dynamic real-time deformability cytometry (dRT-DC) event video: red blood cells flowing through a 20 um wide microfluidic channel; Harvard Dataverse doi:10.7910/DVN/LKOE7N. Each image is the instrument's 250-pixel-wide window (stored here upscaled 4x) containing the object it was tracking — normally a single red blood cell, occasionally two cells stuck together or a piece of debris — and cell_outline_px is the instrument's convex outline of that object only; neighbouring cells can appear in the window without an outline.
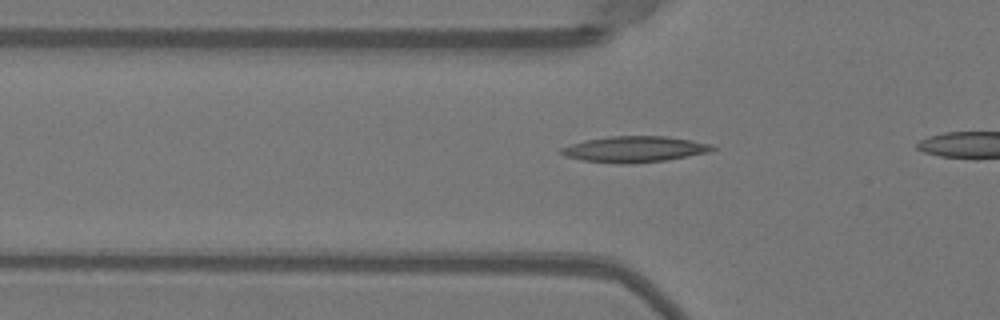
{"species": "Egyptian fruit bat (a non-hibernating species)", "species_latin": "Rousettus aegyptiacus", "temperature_condition": "warm", "stored_images_in_passage": 12, "camera_frame_rate_fps": 3000, "um_per_image_px": 0.085, "animal": {"sex": "female"}, "frame": {"image": 1, "passage_image": 6, "time_ms": 1.667, "image_size_px": [1000, 320], "cell_outline_px": [[716, 148], [708, 152], [688, 156], [664, 160], [584, 160], [564, 156], [560, 152], [560, 148], [584, 140], [612, 136], [664, 136], [692, 140], [712, 144]], "centroid_in_image_um": [53.98, 12.62], "position_along_channel_um": 71.8, "area_um2": 21.44}}
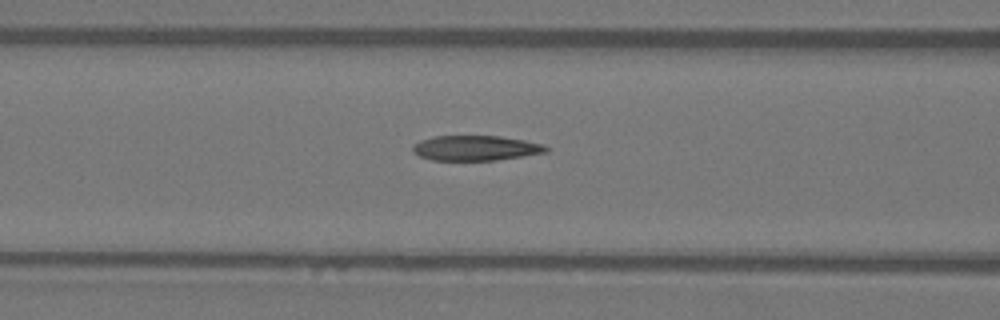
{"frame": {"image": 2, "passage_image": 10, "time_ms": 3.0, "image_size_px": [1000, 320], "cell_outline_px": [[548, 152], [496, 160], [432, 160], [420, 156], [412, 152], [412, 144], [420, 140], [432, 136], [500, 136], [524, 140], [544, 144], [548, 148]], "centroid_in_image_um": [40.4, 12.58], "position_along_channel_um": 126.2, "area_um2": 19.54}}